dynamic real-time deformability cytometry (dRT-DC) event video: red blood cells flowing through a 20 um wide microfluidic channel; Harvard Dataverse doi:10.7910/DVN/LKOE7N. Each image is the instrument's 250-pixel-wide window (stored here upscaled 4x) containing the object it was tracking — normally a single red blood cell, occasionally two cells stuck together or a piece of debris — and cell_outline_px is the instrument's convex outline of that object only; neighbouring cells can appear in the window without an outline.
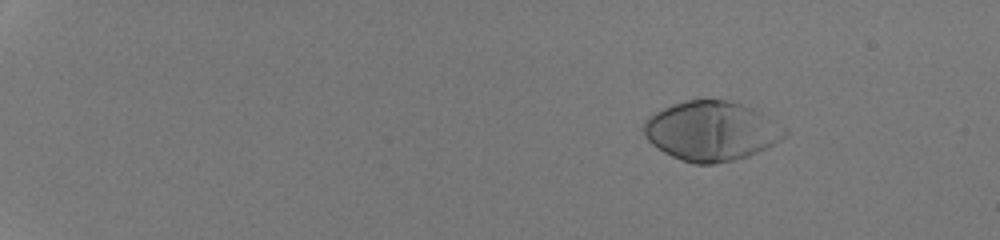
{"species": "human", "species_latin": "Homo sapiens", "temperature_condition": "room temperature", "stored_images_in_passage": 45, "camera_frame_rate_fps": 3000, "um_per_image_px": 0.085, "donor": {"sex": "male"}, "frame": {"image": 1, "passage_image": 1, "time_ms": 0.0, "image_size_px": [1000, 240], "cell_outline_px": [[788, 136], [768, 148], [748, 156], [732, 160], [712, 164], [696, 164], [680, 160], [664, 152], [652, 144], [644, 136], [644, 120], [656, 112], [672, 104], [688, 100], [724, 100], [740, 104], [752, 108], [788, 128]], "centroid_in_image_um": [60.5, 11.15], "position_along_channel_um": 24.5, "area_um2": 48.78}}
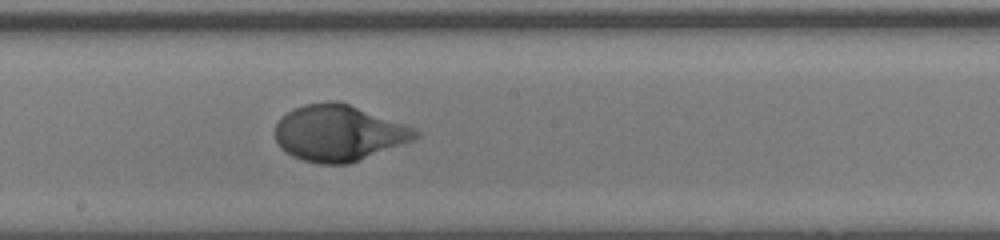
{"frame": {"image": 2, "passage_image": 26, "time_ms": 8.333, "image_size_px": [1000, 240], "cell_outline_px": [[420, 136], [412, 140], [348, 164], [320, 164], [304, 160], [292, 156], [280, 148], [276, 140], [276, 124], [292, 108], [304, 104], [328, 100], [336, 100], [348, 104], [412, 128], [420, 132]], "centroid_in_image_um": [28.73, 11.31], "position_along_channel_um": 219.5, "area_um2": 45.14}}
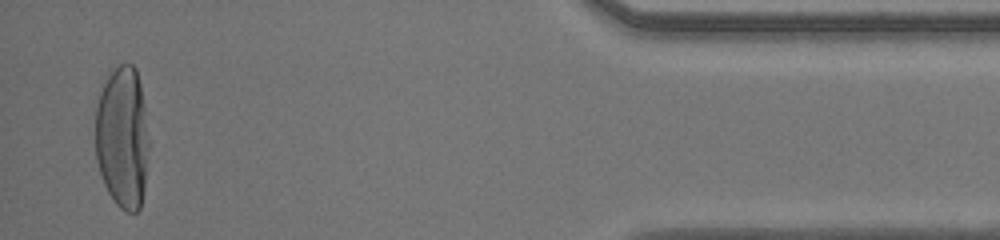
{"frame": {"image": 3, "passage_image": 44, "time_ms": 14.333, "image_size_px": [1000, 240], "cell_outline_px": [[148, 144], [144, 188], [140, 208], [136, 212], [124, 212], [116, 204], [108, 192], [104, 184], [96, 160], [96, 108], [100, 92], [108, 76], [120, 64], [132, 64], [136, 68], [140, 84], [148, 140]], "centroid_in_image_um": [10.39, 11.72], "position_along_channel_um": 424.8, "area_um2": 43.87}, "authors_computed_cell_mechanics": {"area_um2": 45.662, "velocity_mm_per_s": 4.2783, "shape_relaxation_time_tau1_ms": 3.0547, "shape_relaxation_time_tau2_ms": null, "deformation_change_tau1": 0.2187, "deformation_change_tau2": null}}